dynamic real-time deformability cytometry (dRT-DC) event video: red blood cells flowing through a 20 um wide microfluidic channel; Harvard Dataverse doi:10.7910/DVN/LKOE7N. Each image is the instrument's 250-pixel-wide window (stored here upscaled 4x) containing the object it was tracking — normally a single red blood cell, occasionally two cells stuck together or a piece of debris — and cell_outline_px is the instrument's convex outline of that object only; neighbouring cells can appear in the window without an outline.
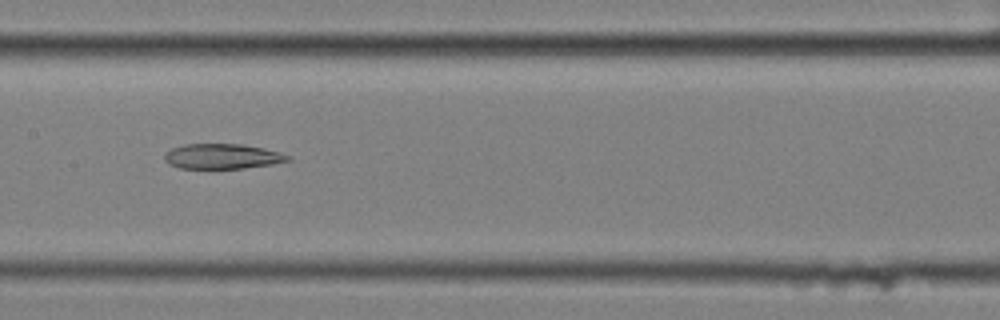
{"species": "common noctule bat (a hibernating species)", "species_latin": "Nyctalus noctula", "temperature_condition": "cold", "stored_images_in_passage": 9, "camera_frame_rate_fps": 3000, "um_per_image_px": 0.085, "animal": {"sex": "female", "body_mass_g": 25.1}, "frame": {"image": 1, "passage_image": 6, "time_ms": 1.667, "image_size_px": [1000, 320], "cell_outline_px": [[292, 160], [272, 164], [244, 168], [212, 172], [180, 168], [168, 164], [164, 160], [164, 152], [172, 148], [184, 144], [240, 144], [280, 152], [292, 156]], "centroid_in_image_um": [18.84, 13.34], "position_along_channel_um": 188.6, "area_um2": 18.96}}
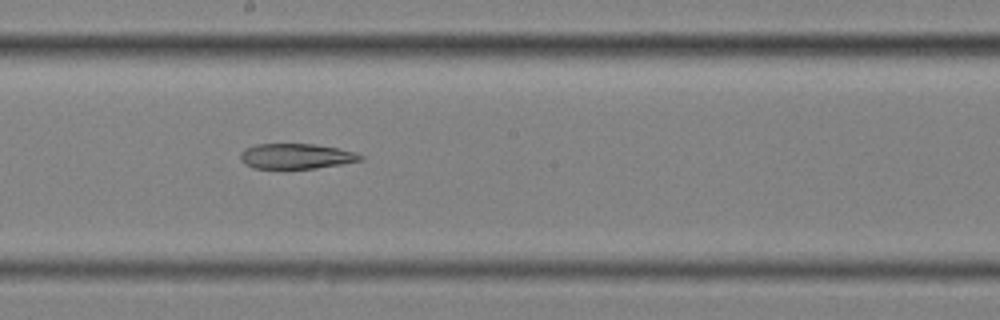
{"frame": {"image": 2, "passage_image": 7, "time_ms": 2.0, "image_size_px": [1000, 320], "cell_outline_px": [[364, 160], [316, 168], [252, 168], [244, 164], [240, 160], [240, 152], [244, 148], [256, 144], [316, 144], [356, 152], [364, 156]], "centroid_in_image_um": [25.15, 13.27], "position_along_channel_um": 223.0, "area_um2": 17.74}}
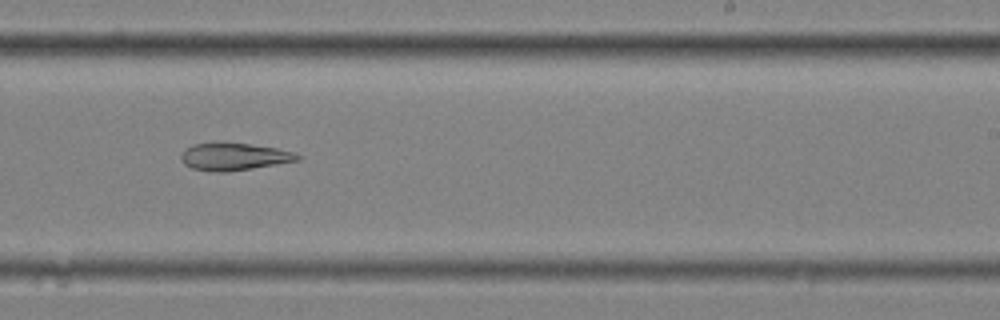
{"frame": {"image": 3, "passage_image": 8, "time_ms": 2.333, "image_size_px": [1000, 320], "cell_outline_px": [[304, 156], [300, 160], [228, 172], [216, 172], [192, 168], [184, 164], [180, 160], [180, 156], [184, 148], [192, 144], [216, 140], [220, 140], [276, 148], [296, 152]], "centroid_in_image_um": [19.86, 13.28], "position_along_channel_um": 269.1, "area_um2": 19.25}}